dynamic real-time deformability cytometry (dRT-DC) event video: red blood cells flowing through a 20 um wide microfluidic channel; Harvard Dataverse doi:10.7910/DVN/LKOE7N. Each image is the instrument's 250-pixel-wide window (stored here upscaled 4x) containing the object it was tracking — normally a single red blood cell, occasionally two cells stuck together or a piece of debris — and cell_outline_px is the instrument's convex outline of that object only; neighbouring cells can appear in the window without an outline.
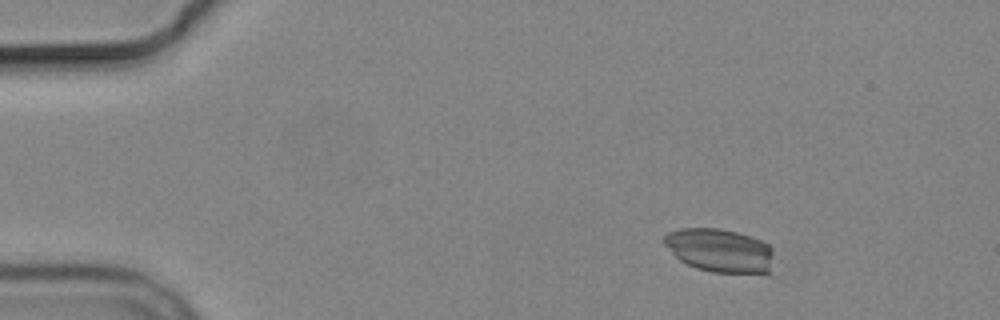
{"species": "common noctule bat (a hibernating species)", "species_latin": "Nyctalus noctula", "temperature_condition": "cold", "stored_images_in_passage": 8, "camera_frame_rate_fps": 3000, "um_per_image_px": 0.085, "animal": {"sex": "male", "body_mass_g": 19.2, "forearm_length_mm": 51.8}, "frame": {"image": 1, "passage_image": 3, "time_ms": 2.667, "image_size_px": [1000, 320], "cell_outline_px": [[772, 252], [768, 276], [712, 272], [696, 268], [680, 260], [664, 244], [664, 236], [668, 232], [680, 228], [720, 228], [736, 232], [760, 240], [768, 244], [772, 248]], "centroid_in_image_um": [61.21, 21.32], "position_along_channel_um": 23.8, "area_um2": 28.15}}
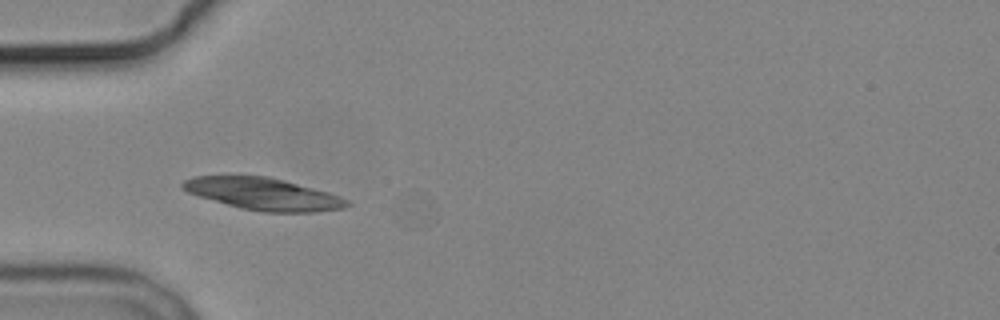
{"frame": {"image": 2, "passage_image": 6, "time_ms": 6.0, "image_size_px": [1000, 320], "cell_outline_px": [[352, 204], [344, 208], [316, 212], [264, 212], [240, 208], [200, 196], [188, 192], [180, 188], [180, 184], [184, 180], [196, 176], [268, 176], [284, 180], [328, 192], [340, 196], [348, 200]], "centroid_in_image_um": [22.41, 16.49], "position_along_channel_um": 62.6, "area_um2": 30.58}}
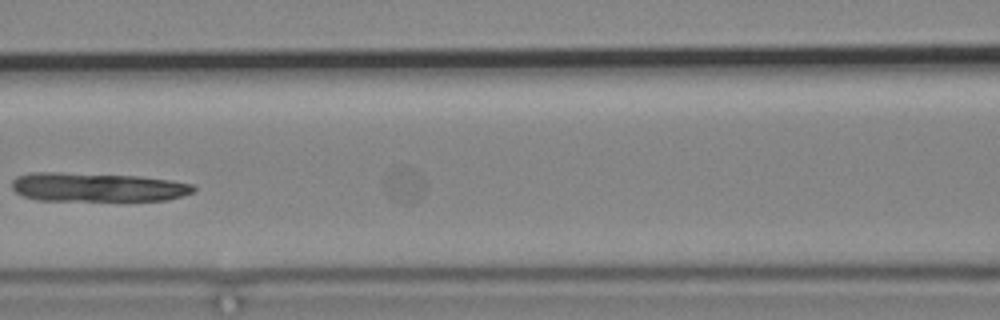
{"frame": {"image": 3, "passage_image": 8, "time_ms": 8.667, "image_size_px": [1000, 320], "cell_outline_px": [[196, 192], [164, 200], [36, 200], [24, 196], [16, 192], [12, 188], [12, 180], [16, 176], [28, 172], [56, 172], [140, 176], [172, 180], [192, 184], [196, 188]], "centroid_in_image_um": [8.26, 15.9], "position_along_channel_um": 158.3, "area_um2": 30.69}}